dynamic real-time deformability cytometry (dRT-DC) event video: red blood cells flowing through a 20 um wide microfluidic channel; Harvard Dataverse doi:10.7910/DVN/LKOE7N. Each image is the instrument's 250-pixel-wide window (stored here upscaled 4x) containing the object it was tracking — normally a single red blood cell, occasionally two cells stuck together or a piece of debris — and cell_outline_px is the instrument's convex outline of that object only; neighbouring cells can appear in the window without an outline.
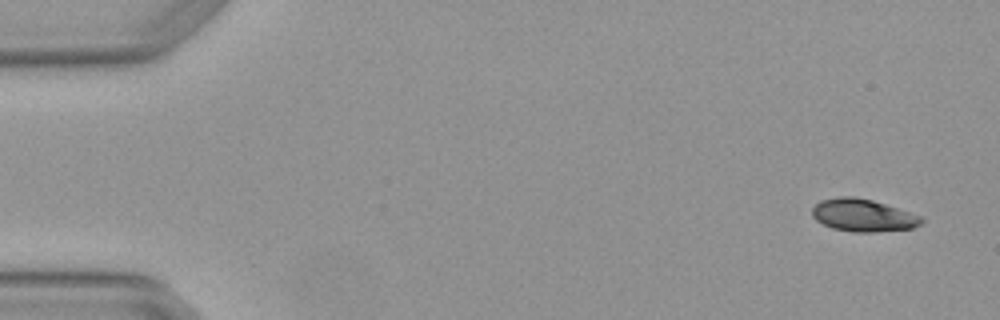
{"species": "Egyptian fruit bat (a non-hibernating species)", "species_latin": "Rousettus aegyptiacus", "temperature_condition": "warm", "stored_images_in_passage": 4, "camera_frame_rate_fps": 3000, "um_per_image_px": 0.085, "animal": {"sex": "female"}, "frame": {"image": 1, "passage_image": 1, "time_ms": 0.0, "image_size_px": [1000, 320], "cell_outline_px": [[924, 220], [920, 224], [912, 228], [876, 232], [852, 232], [832, 228], [816, 220], [812, 216], [812, 208], [820, 200], [840, 196], [852, 196], [872, 200], [924, 216]], "centroid_in_image_um": [73.37, 18.3], "position_along_channel_um": 11.6, "area_um2": 20.81}}
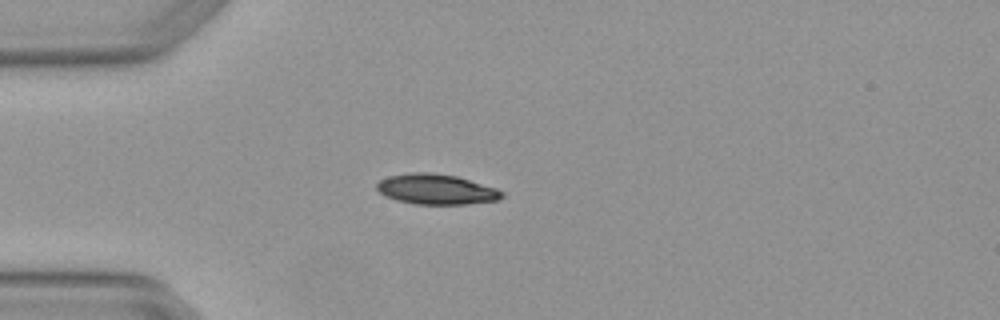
{"frame": {"image": 2, "passage_image": 4, "time_ms": 1.0, "image_size_px": [1000, 320], "cell_outline_px": [[504, 196], [500, 200], [468, 204], [416, 204], [396, 200], [380, 192], [376, 188], [376, 184], [380, 180], [388, 176], [408, 172], [432, 172], [456, 176], [496, 188], [504, 192]], "centroid_in_image_um": [37.1, 16.08], "position_along_channel_um": 47.9, "area_um2": 22.14}}